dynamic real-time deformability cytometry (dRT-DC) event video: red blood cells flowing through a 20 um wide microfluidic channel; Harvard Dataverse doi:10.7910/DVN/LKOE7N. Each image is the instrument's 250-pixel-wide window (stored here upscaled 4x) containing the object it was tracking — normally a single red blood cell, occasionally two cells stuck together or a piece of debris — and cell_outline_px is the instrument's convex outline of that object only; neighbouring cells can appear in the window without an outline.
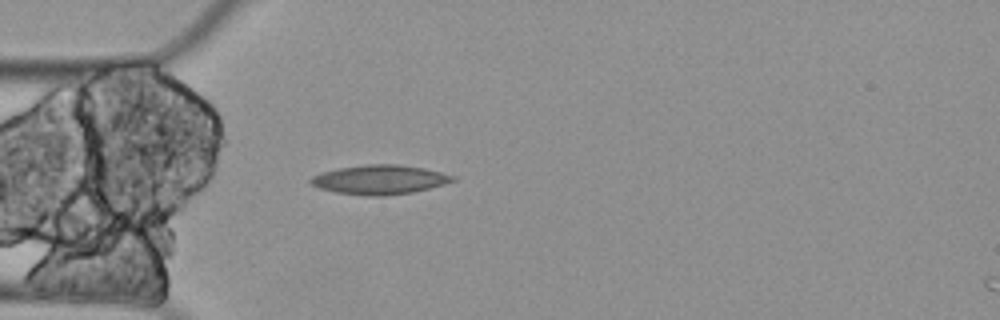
{"species": "Egyptian fruit bat (a non-hibernating species)", "species_latin": "Rousettus aegyptiacus", "temperature_condition": "cold", "stored_images_in_passage": 3, "segment_of_instrument_passage": [1, 2], "camera_frame_rate_fps": 3000, "um_per_image_px": 0.085, "animal": {"sex": "female"}, "frame": {"image": 1, "passage_image": 2, "time_ms": 0.333, "image_size_px": [1000, 320], "cell_outline_px": [[456, 180], [444, 184], [412, 192], [384, 196], [368, 196], [336, 192], [320, 188], [312, 184], [308, 180], [312, 176], [320, 172], [340, 168], [368, 164], [396, 164], [424, 168], [456, 176]], "centroid_in_image_um": [32.27, 15.27], "position_along_channel_um": 52.7, "area_um2": 24.1}}